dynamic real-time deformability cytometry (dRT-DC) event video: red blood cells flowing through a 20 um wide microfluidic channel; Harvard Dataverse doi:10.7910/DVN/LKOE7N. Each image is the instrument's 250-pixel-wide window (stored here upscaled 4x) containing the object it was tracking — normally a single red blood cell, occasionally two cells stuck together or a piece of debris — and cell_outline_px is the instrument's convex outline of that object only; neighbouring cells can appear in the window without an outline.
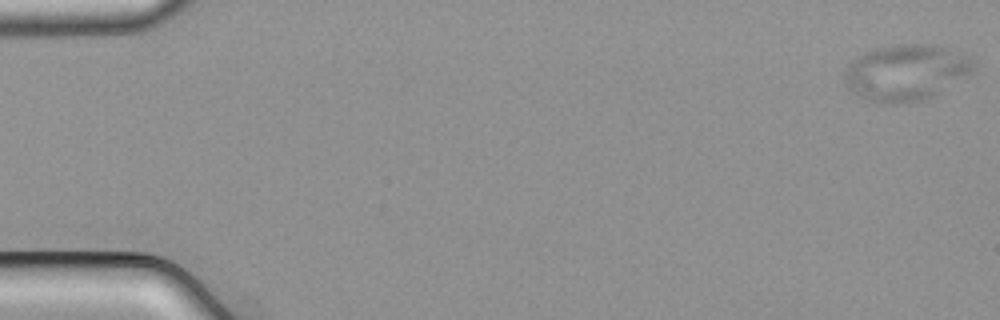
{"species": "common noctule bat (a hibernating species)", "species_latin": "Nyctalus noctula", "temperature_condition": "cold", "stored_images_in_passage": 53, "camera_frame_rate_fps": 3000, "um_per_image_px": 0.085, "animal": {"sex": "male", "body_mass_g": 21.5, "forearm_length_mm": 52.0}, "frame": {"image": 1, "passage_image": 1, "time_ms": 0.0, "image_size_px": [1000, 320], "cell_outline_px": [[972, 68], [968, 72], [932, 96], [920, 100], [880, 104], [860, 96], [852, 92], [844, 84], [844, 80], [848, 64], [864, 52], [872, 48], [892, 44], [924, 44], [944, 48], [972, 56]], "centroid_in_image_um": [76.91, 6.14], "position_along_channel_um": 8.1, "area_um2": 41.15}}
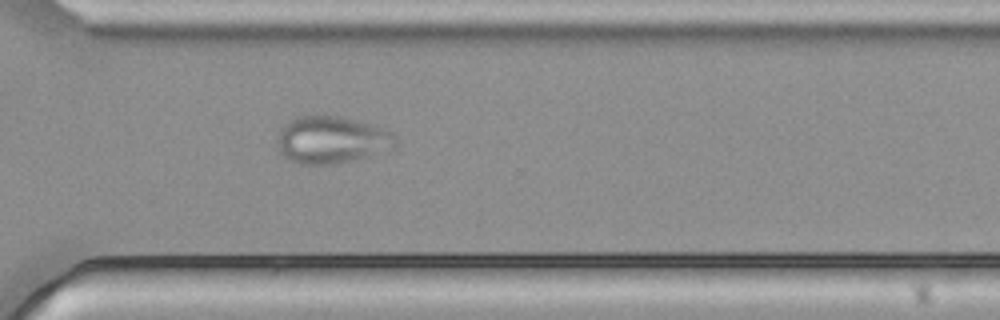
{"frame": {"image": 2, "passage_image": 39, "time_ms": 12.667, "image_size_px": [1000, 320], "cell_outline_px": [[396, 144], [392, 148], [336, 164], [296, 164], [284, 156], [280, 152], [276, 144], [276, 136], [280, 128], [296, 116], [336, 116], [384, 128], [392, 132], [396, 140]], "centroid_in_image_um": [28.1, 11.89], "position_along_channel_um": 342.5, "area_um2": 32.14}}
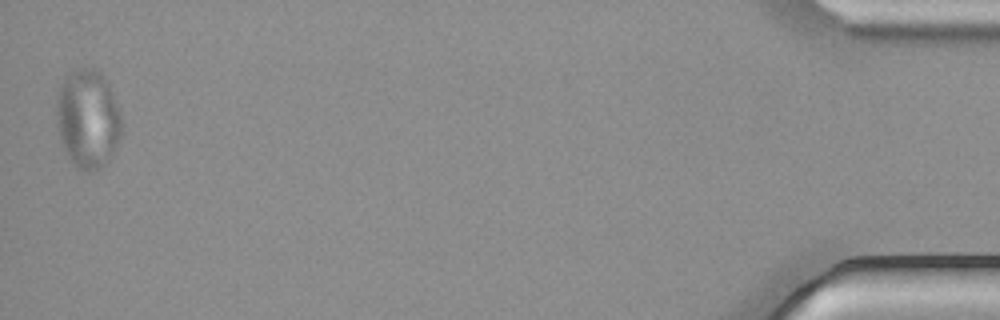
{"frame": {"image": 3, "passage_image": 53, "time_ms": 17.333, "image_size_px": [1000, 320], "cell_outline_px": [[120, 140], [116, 148], [100, 168], [96, 172], [84, 172], [72, 160], [64, 148], [60, 140], [56, 120], [56, 100], [64, 76], [80, 68], [92, 68], [104, 76], [108, 84], [116, 104], [120, 116]], "centroid_in_image_um": [7.44, 10.1], "position_along_channel_um": 427.8, "area_um2": 36.99}}